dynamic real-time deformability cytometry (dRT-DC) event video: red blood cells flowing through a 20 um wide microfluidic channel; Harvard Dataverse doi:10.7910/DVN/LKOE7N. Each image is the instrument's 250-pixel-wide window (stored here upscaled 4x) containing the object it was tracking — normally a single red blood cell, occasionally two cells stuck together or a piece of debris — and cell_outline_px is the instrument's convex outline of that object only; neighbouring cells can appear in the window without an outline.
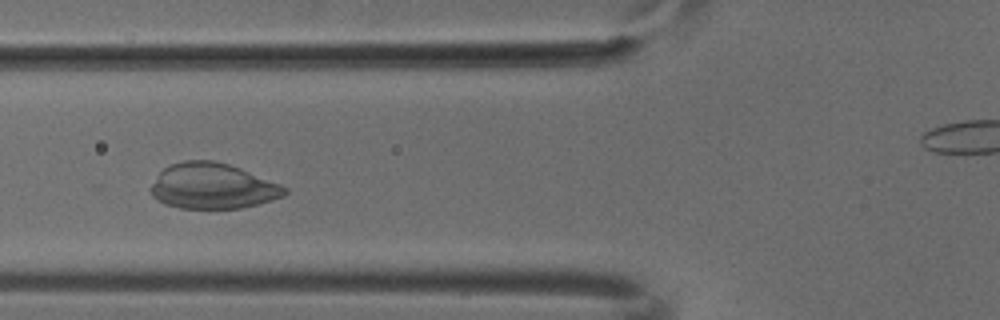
{"species": "common noctule bat (a hibernating species)", "species_latin": "Nyctalus noctula", "temperature_condition": "cold", "stored_images_in_passage": 7, "camera_frame_rate_fps": 3000, "um_per_image_px": 0.085, "animal": {"sex": "male", "body_mass_g": 18.8}, "frame": {"image": 1, "passage_image": 5, "time_ms": 1.333, "image_size_px": [1000, 320], "cell_outline_px": [[288, 192], [284, 196], [260, 204], [240, 208], [180, 208], [164, 204], [156, 200], [152, 196], [152, 184], [160, 172], [164, 168], [172, 164], [184, 160], [212, 160], [228, 164], [240, 168], [280, 184], [288, 188]], "centroid_in_image_um": [18.09, 15.82], "position_along_channel_um": 107.7, "area_um2": 35.49}}
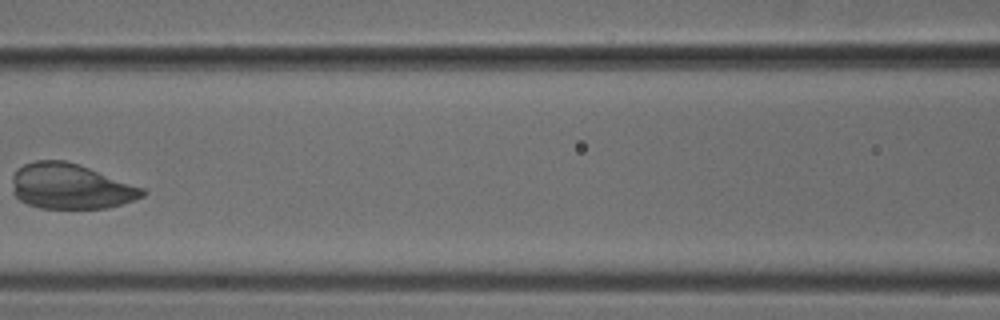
{"frame": {"image": 2, "passage_image": 6, "time_ms": 1.667, "image_size_px": [1000, 320], "cell_outline_px": [[148, 192], [144, 196], [108, 208], [40, 208], [28, 204], [20, 200], [12, 192], [12, 176], [24, 164], [36, 160], [64, 160], [88, 168], [144, 188]], "centroid_in_image_um": [5.98, 15.85], "position_along_channel_um": 160.6, "area_um2": 34.1}}
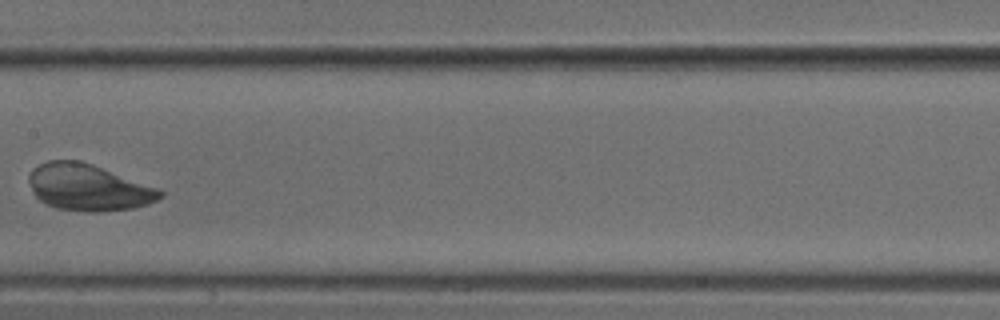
{"frame": {"image": 3, "passage_image": 7, "time_ms": 2.0, "image_size_px": [1000, 320], "cell_outline_px": [[164, 196], [148, 204], [132, 208], [100, 212], [88, 212], [56, 208], [40, 200], [36, 196], [28, 180], [28, 176], [32, 168], [48, 160], [80, 160], [92, 164], [160, 188], [164, 192]], "centroid_in_image_um": [7.53, 15.93], "position_along_channel_um": 199.9, "area_um2": 35.66}}